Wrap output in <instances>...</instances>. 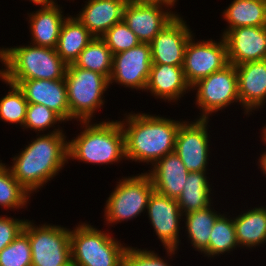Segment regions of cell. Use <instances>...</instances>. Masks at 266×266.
Instances as JSON below:
<instances>
[{
  "label": "cell",
  "mask_w": 266,
  "mask_h": 266,
  "mask_svg": "<svg viewBox=\"0 0 266 266\" xmlns=\"http://www.w3.org/2000/svg\"><path fill=\"white\" fill-rule=\"evenodd\" d=\"M56 1L57 0H43V4H45V5H58V2H56Z\"/></svg>",
  "instance_id": "cell-39"
},
{
  "label": "cell",
  "mask_w": 266,
  "mask_h": 266,
  "mask_svg": "<svg viewBox=\"0 0 266 266\" xmlns=\"http://www.w3.org/2000/svg\"><path fill=\"white\" fill-rule=\"evenodd\" d=\"M35 6L41 7L33 12H28L26 18L27 21L29 20L30 44L56 49L61 26L67 18L62 11L63 7L60 4H35Z\"/></svg>",
  "instance_id": "cell-20"
},
{
  "label": "cell",
  "mask_w": 266,
  "mask_h": 266,
  "mask_svg": "<svg viewBox=\"0 0 266 266\" xmlns=\"http://www.w3.org/2000/svg\"><path fill=\"white\" fill-rule=\"evenodd\" d=\"M152 65L151 45L140 43L126 51L113 55L109 86L145 91Z\"/></svg>",
  "instance_id": "cell-13"
},
{
  "label": "cell",
  "mask_w": 266,
  "mask_h": 266,
  "mask_svg": "<svg viewBox=\"0 0 266 266\" xmlns=\"http://www.w3.org/2000/svg\"><path fill=\"white\" fill-rule=\"evenodd\" d=\"M208 172H189L185 186L177 199L182 214L205 209L212 205V184ZM209 179V180H208ZM212 187V188H211Z\"/></svg>",
  "instance_id": "cell-26"
},
{
  "label": "cell",
  "mask_w": 266,
  "mask_h": 266,
  "mask_svg": "<svg viewBox=\"0 0 266 266\" xmlns=\"http://www.w3.org/2000/svg\"><path fill=\"white\" fill-rule=\"evenodd\" d=\"M29 2L31 1L34 4H43V0H28Z\"/></svg>",
  "instance_id": "cell-41"
},
{
  "label": "cell",
  "mask_w": 266,
  "mask_h": 266,
  "mask_svg": "<svg viewBox=\"0 0 266 266\" xmlns=\"http://www.w3.org/2000/svg\"><path fill=\"white\" fill-rule=\"evenodd\" d=\"M64 121L52 110L43 104L28 103L26 110V117L23 125L24 129L34 131L36 134L65 132L64 129L59 126ZM58 123V124H57ZM57 124V125H56ZM56 125V126H55ZM52 127V131L49 130ZM57 127V128H56ZM41 131V132H40Z\"/></svg>",
  "instance_id": "cell-32"
},
{
  "label": "cell",
  "mask_w": 266,
  "mask_h": 266,
  "mask_svg": "<svg viewBox=\"0 0 266 266\" xmlns=\"http://www.w3.org/2000/svg\"><path fill=\"white\" fill-rule=\"evenodd\" d=\"M27 219L0 215V252L23 231Z\"/></svg>",
  "instance_id": "cell-36"
},
{
  "label": "cell",
  "mask_w": 266,
  "mask_h": 266,
  "mask_svg": "<svg viewBox=\"0 0 266 266\" xmlns=\"http://www.w3.org/2000/svg\"><path fill=\"white\" fill-rule=\"evenodd\" d=\"M233 219L240 249L253 250L266 243V205L251 206L233 216Z\"/></svg>",
  "instance_id": "cell-23"
},
{
  "label": "cell",
  "mask_w": 266,
  "mask_h": 266,
  "mask_svg": "<svg viewBox=\"0 0 266 266\" xmlns=\"http://www.w3.org/2000/svg\"><path fill=\"white\" fill-rule=\"evenodd\" d=\"M18 87L23 91L28 103L43 104L65 123L71 121L65 79L23 80Z\"/></svg>",
  "instance_id": "cell-18"
},
{
  "label": "cell",
  "mask_w": 266,
  "mask_h": 266,
  "mask_svg": "<svg viewBox=\"0 0 266 266\" xmlns=\"http://www.w3.org/2000/svg\"><path fill=\"white\" fill-rule=\"evenodd\" d=\"M30 197L31 193L17 181L6 163H2L0 159V208L13 212L27 208Z\"/></svg>",
  "instance_id": "cell-29"
},
{
  "label": "cell",
  "mask_w": 266,
  "mask_h": 266,
  "mask_svg": "<svg viewBox=\"0 0 266 266\" xmlns=\"http://www.w3.org/2000/svg\"><path fill=\"white\" fill-rule=\"evenodd\" d=\"M228 61L235 66L266 59V26H244L229 30L223 36Z\"/></svg>",
  "instance_id": "cell-16"
},
{
  "label": "cell",
  "mask_w": 266,
  "mask_h": 266,
  "mask_svg": "<svg viewBox=\"0 0 266 266\" xmlns=\"http://www.w3.org/2000/svg\"><path fill=\"white\" fill-rule=\"evenodd\" d=\"M129 1L161 3V4H166V5H176V3H177L175 0H129Z\"/></svg>",
  "instance_id": "cell-38"
},
{
  "label": "cell",
  "mask_w": 266,
  "mask_h": 266,
  "mask_svg": "<svg viewBox=\"0 0 266 266\" xmlns=\"http://www.w3.org/2000/svg\"><path fill=\"white\" fill-rule=\"evenodd\" d=\"M36 136L12 157V165L8 164L12 175L31 195L39 192L38 189L41 190L69 164L68 137L64 132Z\"/></svg>",
  "instance_id": "cell-1"
},
{
  "label": "cell",
  "mask_w": 266,
  "mask_h": 266,
  "mask_svg": "<svg viewBox=\"0 0 266 266\" xmlns=\"http://www.w3.org/2000/svg\"><path fill=\"white\" fill-rule=\"evenodd\" d=\"M119 122L125 136V156L129 162L154 165L174 152L177 131L184 121L141 112L123 114Z\"/></svg>",
  "instance_id": "cell-2"
},
{
  "label": "cell",
  "mask_w": 266,
  "mask_h": 266,
  "mask_svg": "<svg viewBox=\"0 0 266 266\" xmlns=\"http://www.w3.org/2000/svg\"><path fill=\"white\" fill-rule=\"evenodd\" d=\"M64 79L71 121H92L95 113L104 107V94L110 88L109 79L101 73L77 67L74 63L67 66Z\"/></svg>",
  "instance_id": "cell-6"
},
{
  "label": "cell",
  "mask_w": 266,
  "mask_h": 266,
  "mask_svg": "<svg viewBox=\"0 0 266 266\" xmlns=\"http://www.w3.org/2000/svg\"><path fill=\"white\" fill-rule=\"evenodd\" d=\"M0 80L9 86L7 94L0 98V120L23 128L28 106L25 95L17 85L4 80L1 76Z\"/></svg>",
  "instance_id": "cell-31"
},
{
  "label": "cell",
  "mask_w": 266,
  "mask_h": 266,
  "mask_svg": "<svg viewBox=\"0 0 266 266\" xmlns=\"http://www.w3.org/2000/svg\"><path fill=\"white\" fill-rule=\"evenodd\" d=\"M175 5L129 1L125 5L123 22L141 43L150 44L155 36L177 15ZM171 9V10H170Z\"/></svg>",
  "instance_id": "cell-14"
},
{
  "label": "cell",
  "mask_w": 266,
  "mask_h": 266,
  "mask_svg": "<svg viewBox=\"0 0 266 266\" xmlns=\"http://www.w3.org/2000/svg\"><path fill=\"white\" fill-rule=\"evenodd\" d=\"M94 121H80V134L68 140V160L98 166L126 160L125 136L119 119Z\"/></svg>",
  "instance_id": "cell-3"
},
{
  "label": "cell",
  "mask_w": 266,
  "mask_h": 266,
  "mask_svg": "<svg viewBox=\"0 0 266 266\" xmlns=\"http://www.w3.org/2000/svg\"><path fill=\"white\" fill-rule=\"evenodd\" d=\"M183 19L178 14L152 40V64L183 66L186 45L195 34Z\"/></svg>",
  "instance_id": "cell-15"
},
{
  "label": "cell",
  "mask_w": 266,
  "mask_h": 266,
  "mask_svg": "<svg viewBox=\"0 0 266 266\" xmlns=\"http://www.w3.org/2000/svg\"><path fill=\"white\" fill-rule=\"evenodd\" d=\"M123 266H173L160 257L155 250L141 249L128 245L123 257Z\"/></svg>",
  "instance_id": "cell-35"
},
{
  "label": "cell",
  "mask_w": 266,
  "mask_h": 266,
  "mask_svg": "<svg viewBox=\"0 0 266 266\" xmlns=\"http://www.w3.org/2000/svg\"><path fill=\"white\" fill-rule=\"evenodd\" d=\"M127 2L128 0H86L75 17L94 37H102L108 29L123 21Z\"/></svg>",
  "instance_id": "cell-21"
},
{
  "label": "cell",
  "mask_w": 266,
  "mask_h": 266,
  "mask_svg": "<svg viewBox=\"0 0 266 266\" xmlns=\"http://www.w3.org/2000/svg\"><path fill=\"white\" fill-rule=\"evenodd\" d=\"M191 90H196L194 98L200 111L198 119H210V116L229 108L233 103L240 105L236 66L230 63L198 80L191 86Z\"/></svg>",
  "instance_id": "cell-8"
},
{
  "label": "cell",
  "mask_w": 266,
  "mask_h": 266,
  "mask_svg": "<svg viewBox=\"0 0 266 266\" xmlns=\"http://www.w3.org/2000/svg\"><path fill=\"white\" fill-rule=\"evenodd\" d=\"M211 119H198L181 123L175 139L174 152L184 163L188 172H208Z\"/></svg>",
  "instance_id": "cell-10"
},
{
  "label": "cell",
  "mask_w": 266,
  "mask_h": 266,
  "mask_svg": "<svg viewBox=\"0 0 266 266\" xmlns=\"http://www.w3.org/2000/svg\"><path fill=\"white\" fill-rule=\"evenodd\" d=\"M236 71L242 113L249 117L266 103V59L237 65Z\"/></svg>",
  "instance_id": "cell-17"
},
{
  "label": "cell",
  "mask_w": 266,
  "mask_h": 266,
  "mask_svg": "<svg viewBox=\"0 0 266 266\" xmlns=\"http://www.w3.org/2000/svg\"><path fill=\"white\" fill-rule=\"evenodd\" d=\"M112 62L113 54L106 42L101 37H95L80 53L74 64L77 67L101 73L110 79Z\"/></svg>",
  "instance_id": "cell-28"
},
{
  "label": "cell",
  "mask_w": 266,
  "mask_h": 266,
  "mask_svg": "<svg viewBox=\"0 0 266 266\" xmlns=\"http://www.w3.org/2000/svg\"><path fill=\"white\" fill-rule=\"evenodd\" d=\"M191 86L187 82L182 66L168 64H152L144 92L151 93L155 99L176 102L191 92Z\"/></svg>",
  "instance_id": "cell-19"
},
{
  "label": "cell",
  "mask_w": 266,
  "mask_h": 266,
  "mask_svg": "<svg viewBox=\"0 0 266 266\" xmlns=\"http://www.w3.org/2000/svg\"><path fill=\"white\" fill-rule=\"evenodd\" d=\"M0 62V76L17 86L23 80L64 79L68 66L56 49L32 44L0 47Z\"/></svg>",
  "instance_id": "cell-4"
},
{
  "label": "cell",
  "mask_w": 266,
  "mask_h": 266,
  "mask_svg": "<svg viewBox=\"0 0 266 266\" xmlns=\"http://www.w3.org/2000/svg\"><path fill=\"white\" fill-rule=\"evenodd\" d=\"M213 206L212 204L205 209L183 215V221L185 223L183 225L185 226L182 227L186 231L184 233H186L185 236H187V240L191 243L190 246H193L195 251L208 257V259L211 230L216 219L222 214L216 211Z\"/></svg>",
  "instance_id": "cell-25"
},
{
  "label": "cell",
  "mask_w": 266,
  "mask_h": 266,
  "mask_svg": "<svg viewBox=\"0 0 266 266\" xmlns=\"http://www.w3.org/2000/svg\"><path fill=\"white\" fill-rule=\"evenodd\" d=\"M24 229L31 245V266H67L71 263V229L27 219Z\"/></svg>",
  "instance_id": "cell-9"
},
{
  "label": "cell",
  "mask_w": 266,
  "mask_h": 266,
  "mask_svg": "<svg viewBox=\"0 0 266 266\" xmlns=\"http://www.w3.org/2000/svg\"><path fill=\"white\" fill-rule=\"evenodd\" d=\"M67 266H75L72 262L69 264V265H67Z\"/></svg>",
  "instance_id": "cell-42"
},
{
  "label": "cell",
  "mask_w": 266,
  "mask_h": 266,
  "mask_svg": "<svg viewBox=\"0 0 266 266\" xmlns=\"http://www.w3.org/2000/svg\"><path fill=\"white\" fill-rule=\"evenodd\" d=\"M226 213H222L212 227L209 239L210 260L240 248L236 240L234 219Z\"/></svg>",
  "instance_id": "cell-30"
},
{
  "label": "cell",
  "mask_w": 266,
  "mask_h": 266,
  "mask_svg": "<svg viewBox=\"0 0 266 266\" xmlns=\"http://www.w3.org/2000/svg\"><path fill=\"white\" fill-rule=\"evenodd\" d=\"M101 38L106 42L113 55L131 49L141 43L123 21L108 29Z\"/></svg>",
  "instance_id": "cell-34"
},
{
  "label": "cell",
  "mask_w": 266,
  "mask_h": 266,
  "mask_svg": "<svg viewBox=\"0 0 266 266\" xmlns=\"http://www.w3.org/2000/svg\"><path fill=\"white\" fill-rule=\"evenodd\" d=\"M70 245L71 262L75 266H123L128 248L109 231H102L89 222H80L71 229Z\"/></svg>",
  "instance_id": "cell-5"
},
{
  "label": "cell",
  "mask_w": 266,
  "mask_h": 266,
  "mask_svg": "<svg viewBox=\"0 0 266 266\" xmlns=\"http://www.w3.org/2000/svg\"><path fill=\"white\" fill-rule=\"evenodd\" d=\"M32 255L28 232H22L0 252V266H31Z\"/></svg>",
  "instance_id": "cell-33"
},
{
  "label": "cell",
  "mask_w": 266,
  "mask_h": 266,
  "mask_svg": "<svg viewBox=\"0 0 266 266\" xmlns=\"http://www.w3.org/2000/svg\"><path fill=\"white\" fill-rule=\"evenodd\" d=\"M146 212L155 235L166 250V255L169 256L164 258L172 259L181 245L180 231L183 230L180 226L181 220L183 222V214L177 199L169 198L154 190L149 198Z\"/></svg>",
  "instance_id": "cell-11"
},
{
  "label": "cell",
  "mask_w": 266,
  "mask_h": 266,
  "mask_svg": "<svg viewBox=\"0 0 266 266\" xmlns=\"http://www.w3.org/2000/svg\"><path fill=\"white\" fill-rule=\"evenodd\" d=\"M146 172L151 177L154 190L172 199H178L189 174L175 152L166 154Z\"/></svg>",
  "instance_id": "cell-22"
},
{
  "label": "cell",
  "mask_w": 266,
  "mask_h": 266,
  "mask_svg": "<svg viewBox=\"0 0 266 266\" xmlns=\"http://www.w3.org/2000/svg\"><path fill=\"white\" fill-rule=\"evenodd\" d=\"M219 39L198 41L195 34L189 39L182 67L190 86L229 64L226 43L222 35Z\"/></svg>",
  "instance_id": "cell-12"
},
{
  "label": "cell",
  "mask_w": 266,
  "mask_h": 266,
  "mask_svg": "<svg viewBox=\"0 0 266 266\" xmlns=\"http://www.w3.org/2000/svg\"><path fill=\"white\" fill-rule=\"evenodd\" d=\"M56 47L57 54L67 64H73L84 48L95 38L73 15L66 14Z\"/></svg>",
  "instance_id": "cell-24"
},
{
  "label": "cell",
  "mask_w": 266,
  "mask_h": 266,
  "mask_svg": "<svg viewBox=\"0 0 266 266\" xmlns=\"http://www.w3.org/2000/svg\"><path fill=\"white\" fill-rule=\"evenodd\" d=\"M261 142H263L264 146L266 145V141L261 138ZM258 161H257V164H258V168H260V172L263 174V175H266V149L265 151H263L262 153H260V156L258 157ZM266 177V176H265Z\"/></svg>",
  "instance_id": "cell-37"
},
{
  "label": "cell",
  "mask_w": 266,
  "mask_h": 266,
  "mask_svg": "<svg viewBox=\"0 0 266 266\" xmlns=\"http://www.w3.org/2000/svg\"><path fill=\"white\" fill-rule=\"evenodd\" d=\"M119 181V182H118ZM107 197L104 207V222L108 226L133 220L145 213L153 182L147 172L124 176Z\"/></svg>",
  "instance_id": "cell-7"
},
{
  "label": "cell",
  "mask_w": 266,
  "mask_h": 266,
  "mask_svg": "<svg viewBox=\"0 0 266 266\" xmlns=\"http://www.w3.org/2000/svg\"><path fill=\"white\" fill-rule=\"evenodd\" d=\"M227 28L222 36L231 29L244 26H266V0H233L222 12Z\"/></svg>",
  "instance_id": "cell-27"
},
{
  "label": "cell",
  "mask_w": 266,
  "mask_h": 266,
  "mask_svg": "<svg viewBox=\"0 0 266 266\" xmlns=\"http://www.w3.org/2000/svg\"><path fill=\"white\" fill-rule=\"evenodd\" d=\"M261 137L266 141V124L262 127Z\"/></svg>",
  "instance_id": "cell-40"
}]
</instances>
